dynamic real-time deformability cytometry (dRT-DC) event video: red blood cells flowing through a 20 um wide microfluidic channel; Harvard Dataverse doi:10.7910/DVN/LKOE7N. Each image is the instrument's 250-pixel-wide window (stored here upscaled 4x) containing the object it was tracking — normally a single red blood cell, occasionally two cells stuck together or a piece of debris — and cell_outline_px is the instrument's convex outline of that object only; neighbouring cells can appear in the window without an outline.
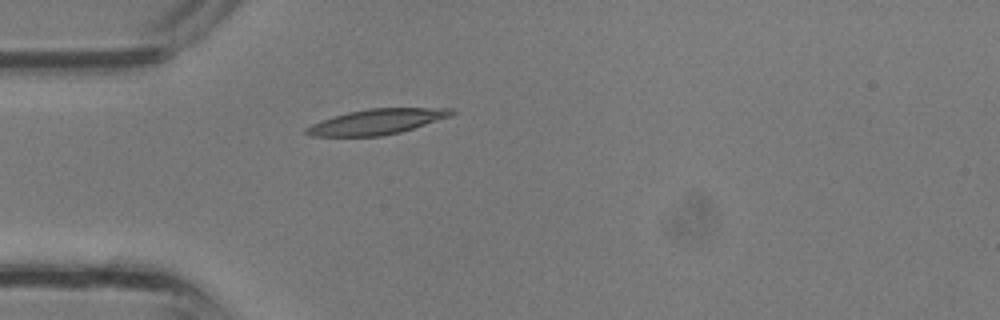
{"species": "common noctule bat (a hibernating species)", "species_latin": "Nyctalus noctula", "temperature_condition": "room temperature", "stored_images_in_passage": 26, "camera_frame_rate_fps": 3000, "um_per_image_px": 0.085, "animal": {"sex": "male", "body_mass_g": 13.3}, "frame": {"image": 1, "passage_image": 1, "time_ms": 0.0, "image_size_px": [1000, 320], "cell_outline_px": [[456, 112], [452, 116], [400, 132], [380, 136], [312, 136], [304, 132], [304, 128], [312, 124], [332, 116], [348, 112], [368, 108], [452, 108]], "centroid_in_image_um": [32.03, 10.34], "position_along_channel_um": 53.0, "area_um2": 21.39}}
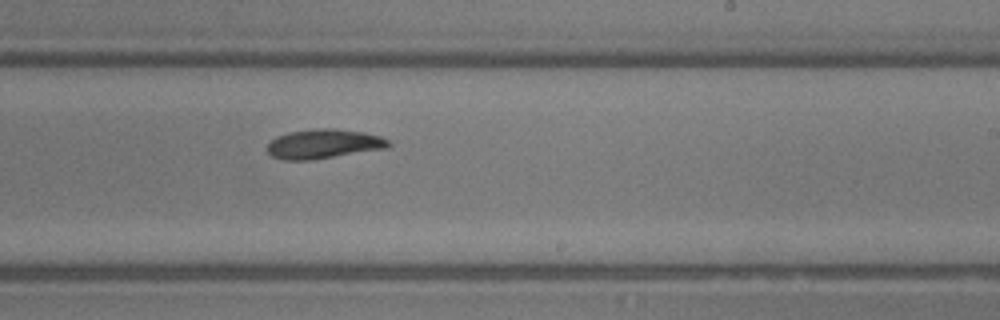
{"frame": {"image": 2, "passage_image": 12, "time_ms": 3.667, "image_size_px": [1000, 320], "cell_outline_px": [[392, 144], [388, 148], [312, 160], [284, 160], [272, 156], [268, 152], [268, 144], [276, 136], [288, 132], [316, 128], [336, 128], [364, 132], [380, 136], [388, 140]], "centroid_in_image_um": [27.53, 12.22], "position_along_channel_um": 261.5, "area_um2": 20.92}}
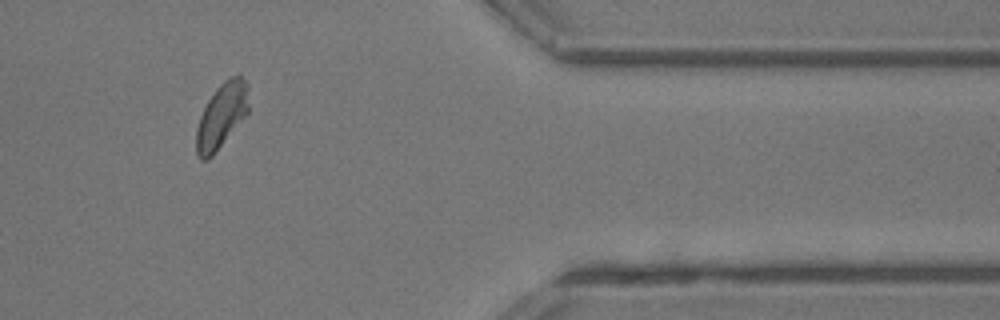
{"frame": {"image": 3, "passage_image": 20, "time_ms": 6.333, "image_size_px": [1000, 320], "cell_outline_px": [[248, 112], [212, 156], [208, 160], [200, 160], [196, 152], [196, 128], [200, 116], [208, 100], [216, 88], [224, 80], [232, 76], [240, 76], [248, 84]], "centroid_in_image_um": [18.81, 9.84], "position_along_channel_um": 392.6, "area_um2": 19.59}}